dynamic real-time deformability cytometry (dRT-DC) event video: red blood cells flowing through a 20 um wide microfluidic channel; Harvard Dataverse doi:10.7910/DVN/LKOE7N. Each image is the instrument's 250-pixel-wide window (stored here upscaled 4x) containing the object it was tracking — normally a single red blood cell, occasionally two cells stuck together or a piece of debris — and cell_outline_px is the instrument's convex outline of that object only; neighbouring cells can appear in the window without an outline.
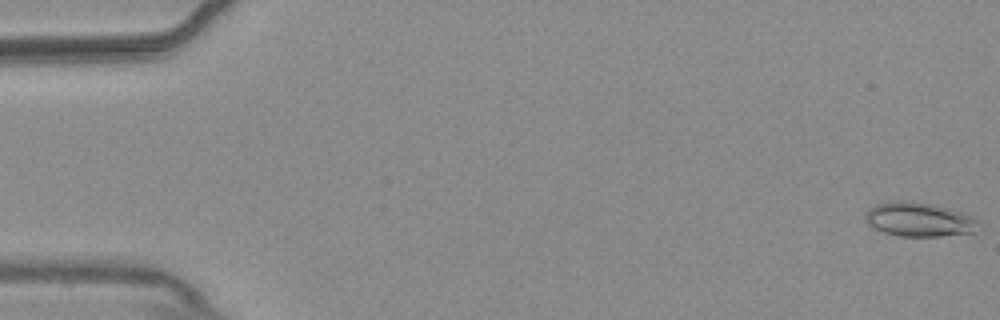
{"species": "common noctule bat (a hibernating species)", "species_latin": "Nyctalus noctula", "temperature_condition": "warm", "stored_images_in_passage": 56, "camera_frame_rate_fps": 3000, "um_per_image_px": 0.085, "animal": {"sex": "male", "body_mass_g": 20.4}, "frame": {"image": 1, "passage_image": 1, "time_ms": 0.0, "image_size_px": [1000, 320], "cell_outline_px": [[976, 220], [972, 232], [940, 236], [900, 236], [884, 232], [872, 228], [864, 220], [864, 216], [868, 208], [876, 204], [904, 200], [932, 204], [964, 212], [972, 216]], "centroid_in_image_um": [78.03, 18.65], "position_along_channel_um": 7.0, "area_um2": 22.25}}
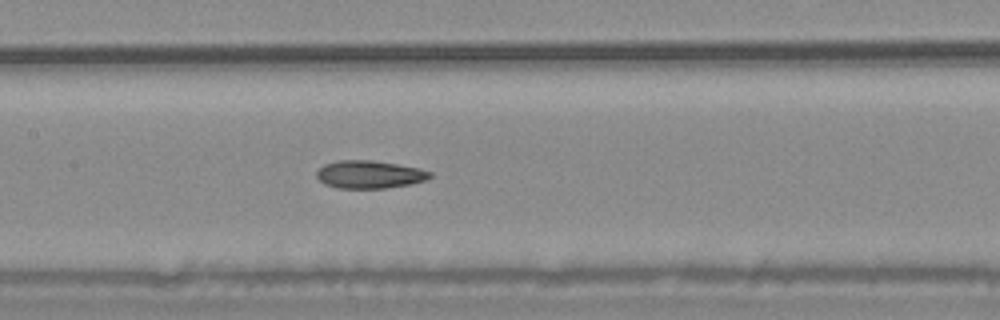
{"frame": {"image": 2, "passage_image": 27, "time_ms": 8.667, "image_size_px": [1000, 320], "cell_outline_px": [[432, 176], [424, 180], [412, 184], [384, 188], [336, 188], [324, 184], [316, 176], [316, 172], [324, 164], [336, 160], [372, 160], [420, 168], [432, 172]], "centroid_in_image_um": [31.39, 14.82], "position_along_channel_um": 176.0, "area_um2": 18.44}}
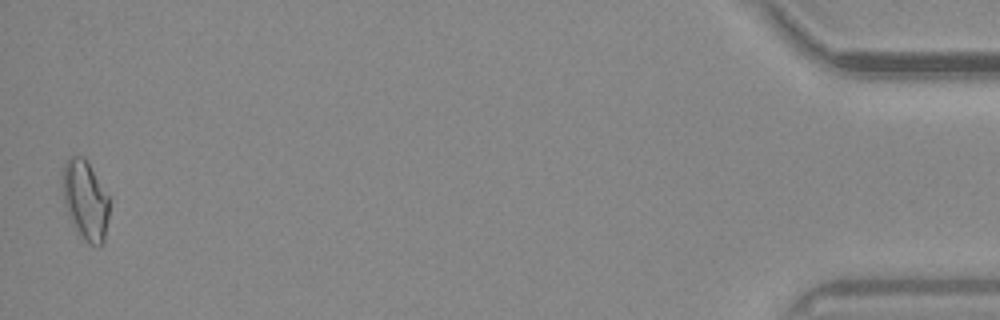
{"frame": {"image": 3, "passage_image": 55, "time_ms": 18.0, "image_size_px": [1000, 320], "cell_outline_px": [[108, 216], [104, 244], [100, 248], [88, 244], [84, 240], [68, 216], [64, 204], [60, 176], [60, 172], [68, 156], [84, 156], [108, 196]], "centroid_in_image_um": [7.21, 17.01], "position_along_channel_um": 428.0, "area_um2": 21.96}, "authors_computed_cell_mechanics": {"area_um2": 19.1029, "velocity_mm_per_s": 3.6857, "shape_relaxation_time_tau1_ms": null, "shape_relaxation_time_tau2_ms": 2.2577, "deformation_change_tau1": null, "deformation_change_tau2": 0.081}}